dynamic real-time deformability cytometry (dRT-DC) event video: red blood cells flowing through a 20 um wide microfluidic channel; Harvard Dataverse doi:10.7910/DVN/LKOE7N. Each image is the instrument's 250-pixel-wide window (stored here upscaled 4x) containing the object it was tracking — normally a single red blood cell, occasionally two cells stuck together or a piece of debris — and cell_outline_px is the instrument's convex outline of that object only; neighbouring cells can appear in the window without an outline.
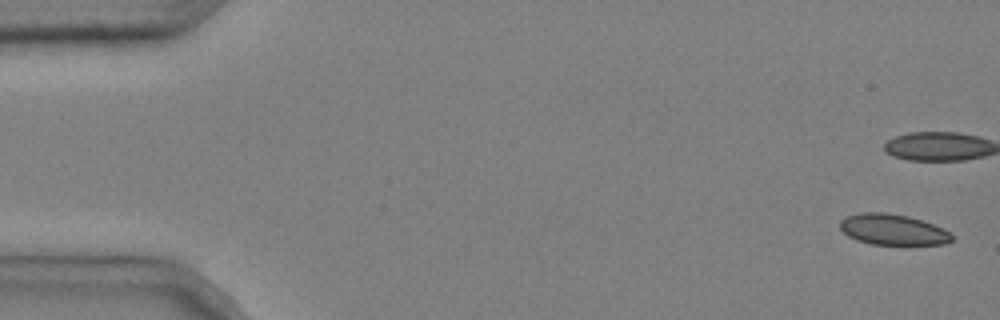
{"species": "common noctule bat (a hibernating species)", "species_latin": "Nyctalus noctula", "temperature_condition": "cold", "stored_images_in_passage": 8, "camera_frame_rate_fps": 3000, "um_per_image_px": 0.085, "animal": {"sex": "male", "body_mass_g": 20.4}, "frame": {"image": 1, "passage_image": 1, "time_ms": 0.0, "image_size_px": [1000, 320], "cell_outline_px": [[952, 240], [944, 244], [872, 244], [856, 240], [848, 236], [840, 228], [840, 220], [844, 216], [860, 212], [884, 212], [908, 216], [944, 228], [952, 236]], "centroid_in_image_um": [75.84, 19.5], "position_along_channel_um": 9.2, "area_um2": 20.0}}
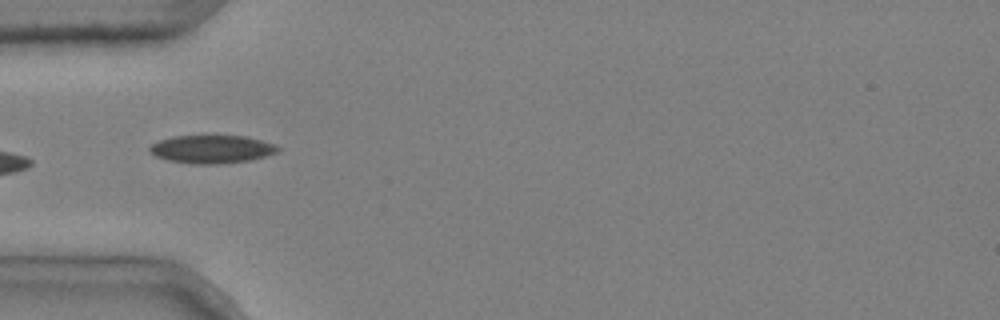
{"frame": {"image": 2, "passage_image": 6, "time_ms": 1.667, "image_size_px": [1000, 320], "cell_outline_px": [[280, 152], [252, 160], [220, 164], [192, 164], [168, 160], [156, 156], [148, 148], [152, 144], [160, 140], [172, 136], [244, 136], [276, 144], [280, 148]], "centroid_in_image_um": [18.05, 12.69], "position_along_channel_um": 67.0, "area_um2": 21.04}}